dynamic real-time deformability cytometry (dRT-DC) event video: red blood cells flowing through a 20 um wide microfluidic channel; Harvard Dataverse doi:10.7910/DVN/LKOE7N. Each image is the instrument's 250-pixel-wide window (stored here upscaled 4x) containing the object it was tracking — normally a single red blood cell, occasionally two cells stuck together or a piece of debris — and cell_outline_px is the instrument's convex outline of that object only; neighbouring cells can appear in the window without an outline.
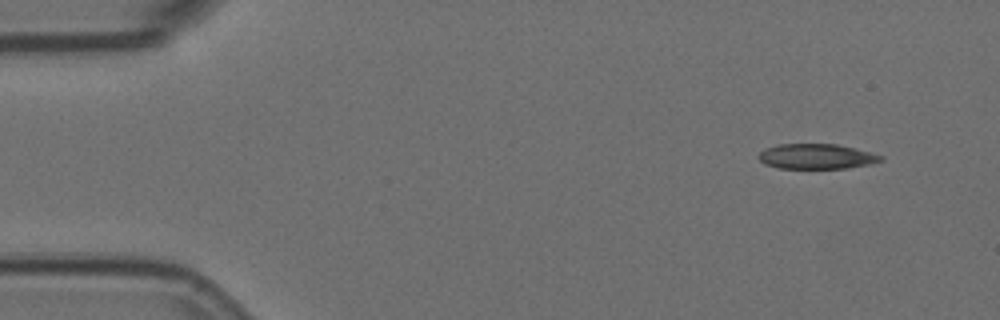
{"species": "Egyptian fruit bat (a non-hibernating species)", "species_latin": "Rousettus aegyptiacus", "temperature_condition": "room temperature", "stored_images_in_passage": 5, "camera_frame_rate_fps": 3000, "um_per_image_px": 0.085, "animal": {"sex": "female"}, "frame": {"image": 1, "passage_image": 1, "time_ms": 0.0, "image_size_px": [1000, 320], "cell_outline_px": [[884, 160], [872, 164], [844, 168], [780, 168], [764, 164], [756, 156], [764, 148], [776, 144], [836, 144], [856, 148], [884, 156]], "centroid_in_image_um": [69.4, 13.29], "position_along_channel_um": 15.6, "area_um2": 18.03}}
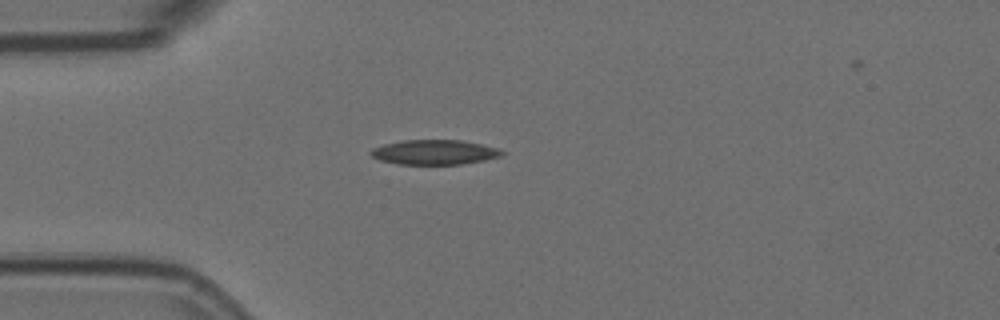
{"frame": {"image": 2, "passage_image": 4, "time_ms": 1.0, "image_size_px": [1000, 320], "cell_outline_px": [[504, 152], [500, 156], [484, 160], [460, 164], [400, 164], [380, 160], [372, 156], [368, 152], [372, 148], [384, 144], [404, 140], [460, 140], [500, 148]], "centroid_in_image_um": [36.91, 12.93], "position_along_channel_um": 48.1, "area_um2": 18.79}}